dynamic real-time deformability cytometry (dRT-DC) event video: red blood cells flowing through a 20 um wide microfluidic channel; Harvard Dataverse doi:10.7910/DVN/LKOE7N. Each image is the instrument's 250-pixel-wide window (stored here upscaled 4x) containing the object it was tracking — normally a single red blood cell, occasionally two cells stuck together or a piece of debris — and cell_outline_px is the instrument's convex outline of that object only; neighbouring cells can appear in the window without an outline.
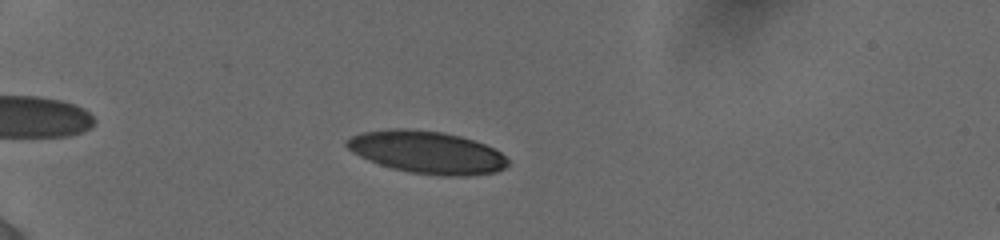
{"species": "human", "species_latin": "Homo sapiens", "temperature_condition": "cold", "stored_images_in_passage": 7, "camera_frame_rate_fps": 3000, "um_per_image_px": 0.085, "donor": {"sex": "female"}, "frame": {"image": 1, "passage_image": 5, "time_ms": 2.333, "image_size_px": [1000, 240], "cell_outline_px": [[508, 164], [504, 168], [496, 172], [468, 176], [444, 176], [412, 172], [392, 168], [380, 164], [360, 156], [352, 152], [344, 144], [344, 140], [352, 136], [364, 132], [396, 128], [404, 128], [444, 132], [460, 136], [484, 144], [500, 152], [508, 160]], "centroid_in_image_um": [36.29, 12.94], "position_along_channel_um": 48.7, "area_um2": 39.59}}
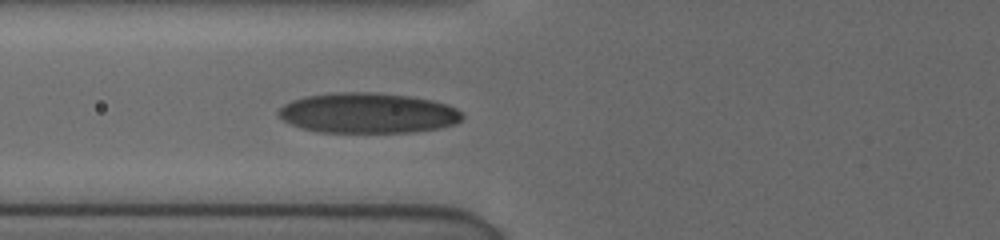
{"frame": {"image": 2, "passage_image": 7, "time_ms": 4.667, "image_size_px": [1000, 240], "cell_outline_px": [[464, 116], [456, 124], [440, 128], [412, 132], [320, 132], [300, 128], [276, 116], [276, 112], [284, 104], [292, 100], [304, 96], [340, 92], [368, 92], [408, 96], [432, 100], [456, 108]], "centroid_in_image_um": [31.23, 9.61], "position_along_channel_um": 94.6, "area_um2": 43.12}}